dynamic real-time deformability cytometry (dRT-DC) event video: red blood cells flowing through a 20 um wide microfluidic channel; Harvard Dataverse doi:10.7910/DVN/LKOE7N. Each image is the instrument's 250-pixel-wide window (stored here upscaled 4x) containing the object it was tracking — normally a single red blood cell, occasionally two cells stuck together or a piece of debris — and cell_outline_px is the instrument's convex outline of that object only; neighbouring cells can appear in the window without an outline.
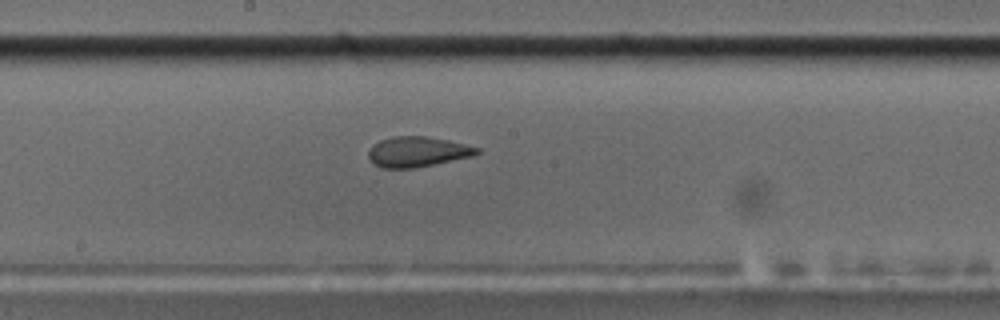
{"species": "common noctule bat (a hibernating species)", "species_latin": "Nyctalus noctula", "temperature_condition": "cold", "stored_images_in_passage": 39, "camera_frame_rate_fps": 3000, "um_per_image_px": 0.085, "animal": {"sex": "male", "body_mass_g": 17.5, "forearm_length_mm": 52.3}, "frame": {"image": 1, "passage_image": 13, "time_ms": 4.0, "image_size_px": [1000, 320], "cell_outline_px": [[480, 152], [472, 156], [416, 168], [380, 168], [372, 164], [368, 160], [368, 148], [372, 144], [380, 140], [392, 136], [424, 136], [448, 140], [480, 148]], "centroid_in_image_um": [35.41, 12.9], "position_along_channel_um": 212.8, "area_um2": 19.36}}
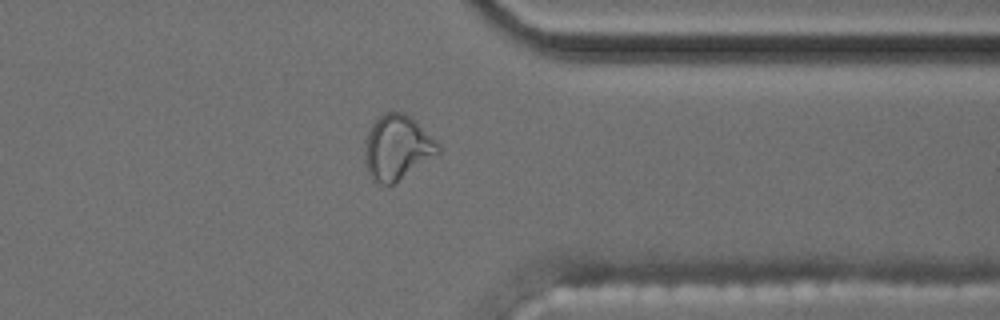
{"frame": {"image": 2, "passage_image": 27, "time_ms": 8.667, "image_size_px": [1000, 320], "cell_outline_px": [[440, 152], [392, 184], [380, 184], [372, 180], [368, 172], [364, 160], [364, 140], [372, 124], [384, 112], [404, 112], [412, 116], [436, 140], [440, 148]], "centroid_in_image_um": [33.73, 12.51], "position_along_channel_um": 377.7, "area_um2": 27.63}}
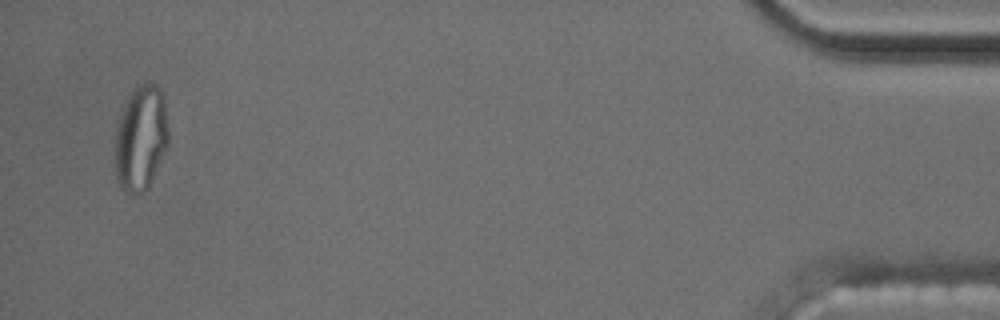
{"frame": {"image": 3, "passage_image": 37, "time_ms": 12.0, "image_size_px": [1000, 320], "cell_outline_px": [[168, 144], [148, 188], [144, 192], [132, 196], [124, 192], [120, 188], [116, 180], [116, 128], [120, 108], [132, 88], [136, 84], [144, 80], [148, 80], [156, 84], [164, 92], [168, 128]], "centroid_in_image_um": [11.96, 11.66], "position_along_channel_um": 423.2, "area_um2": 33.87}, "authors_computed_cell_mechanics": {"area_um2": 20.1722, "velocity_mm_per_s": 3.6343, "shape_relaxation_time_tau1_ms": null, "shape_relaxation_time_tau2_ms": 1.3509, "deformation_change_tau1": null, "deformation_change_tau2": 0.0839}}